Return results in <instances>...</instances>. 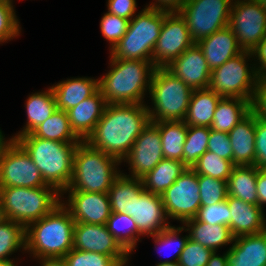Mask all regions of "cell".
<instances>
[{"label":"cell","instance_id":"1","mask_svg":"<svg viewBox=\"0 0 266 266\" xmlns=\"http://www.w3.org/2000/svg\"><path fill=\"white\" fill-rule=\"evenodd\" d=\"M149 122L148 106L143 103L107 104L86 142L121 162Z\"/></svg>","mask_w":266,"mask_h":266},{"label":"cell","instance_id":"2","mask_svg":"<svg viewBox=\"0 0 266 266\" xmlns=\"http://www.w3.org/2000/svg\"><path fill=\"white\" fill-rule=\"evenodd\" d=\"M75 223L64 203H60L49 214L25 228V251H31L39 260L63 258L73 249Z\"/></svg>","mask_w":266,"mask_h":266},{"label":"cell","instance_id":"3","mask_svg":"<svg viewBox=\"0 0 266 266\" xmlns=\"http://www.w3.org/2000/svg\"><path fill=\"white\" fill-rule=\"evenodd\" d=\"M15 141L31 157L44 181L59 193L70 185L73 158L80 142H58L35 137L32 133L18 136Z\"/></svg>","mask_w":266,"mask_h":266},{"label":"cell","instance_id":"4","mask_svg":"<svg viewBox=\"0 0 266 266\" xmlns=\"http://www.w3.org/2000/svg\"><path fill=\"white\" fill-rule=\"evenodd\" d=\"M110 60L112 69L98 80V88L106 103H143L144 92L150 87L156 68L153 63L148 60H125L112 57Z\"/></svg>","mask_w":266,"mask_h":266},{"label":"cell","instance_id":"5","mask_svg":"<svg viewBox=\"0 0 266 266\" xmlns=\"http://www.w3.org/2000/svg\"><path fill=\"white\" fill-rule=\"evenodd\" d=\"M118 159L92 148L81 141L74 152L73 174L67 191L108 193L114 180L121 174L115 166Z\"/></svg>","mask_w":266,"mask_h":266},{"label":"cell","instance_id":"6","mask_svg":"<svg viewBox=\"0 0 266 266\" xmlns=\"http://www.w3.org/2000/svg\"><path fill=\"white\" fill-rule=\"evenodd\" d=\"M61 194L51 185L25 188H0V200L5 219L22 224L25 228L49 214L62 201Z\"/></svg>","mask_w":266,"mask_h":266},{"label":"cell","instance_id":"7","mask_svg":"<svg viewBox=\"0 0 266 266\" xmlns=\"http://www.w3.org/2000/svg\"><path fill=\"white\" fill-rule=\"evenodd\" d=\"M154 109L148 108L150 122L183 121L193 89L166 68H155L148 89Z\"/></svg>","mask_w":266,"mask_h":266},{"label":"cell","instance_id":"8","mask_svg":"<svg viewBox=\"0 0 266 266\" xmlns=\"http://www.w3.org/2000/svg\"><path fill=\"white\" fill-rule=\"evenodd\" d=\"M164 12L144 8L129 21L128 29L120 41L111 49V57L125 60H148L156 46Z\"/></svg>","mask_w":266,"mask_h":266},{"label":"cell","instance_id":"9","mask_svg":"<svg viewBox=\"0 0 266 266\" xmlns=\"http://www.w3.org/2000/svg\"><path fill=\"white\" fill-rule=\"evenodd\" d=\"M252 52L243 50L230 58L222 66L211 71L209 89L226 98H242L254 100L260 74L257 69L251 71L246 65V58H251Z\"/></svg>","mask_w":266,"mask_h":266},{"label":"cell","instance_id":"10","mask_svg":"<svg viewBox=\"0 0 266 266\" xmlns=\"http://www.w3.org/2000/svg\"><path fill=\"white\" fill-rule=\"evenodd\" d=\"M233 0H187L178 12L197 43L229 25Z\"/></svg>","mask_w":266,"mask_h":266},{"label":"cell","instance_id":"11","mask_svg":"<svg viewBox=\"0 0 266 266\" xmlns=\"http://www.w3.org/2000/svg\"><path fill=\"white\" fill-rule=\"evenodd\" d=\"M229 26L239 46L252 51L266 37V11L255 0H237L231 6Z\"/></svg>","mask_w":266,"mask_h":266},{"label":"cell","instance_id":"12","mask_svg":"<svg viewBox=\"0 0 266 266\" xmlns=\"http://www.w3.org/2000/svg\"><path fill=\"white\" fill-rule=\"evenodd\" d=\"M198 174L187 168L161 195L167 217L183 223L196 216L201 207Z\"/></svg>","mask_w":266,"mask_h":266},{"label":"cell","instance_id":"13","mask_svg":"<svg viewBox=\"0 0 266 266\" xmlns=\"http://www.w3.org/2000/svg\"><path fill=\"white\" fill-rule=\"evenodd\" d=\"M46 185L31 157L13 140L0 158V188H36Z\"/></svg>","mask_w":266,"mask_h":266},{"label":"cell","instance_id":"14","mask_svg":"<svg viewBox=\"0 0 266 266\" xmlns=\"http://www.w3.org/2000/svg\"><path fill=\"white\" fill-rule=\"evenodd\" d=\"M194 44L186 21L181 15L164 12V21L152 54V63L156 68H165Z\"/></svg>","mask_w":266,"mask_h":266},{"label":"cell","instance_id":"15","mask_svg":"<svg viewBox=\"0 0 266 266\" xmlns=\"http://www.w3.org/2000/svg\"><path fill=\"white\" fill-rule=\"evenodd\" d=\"M161 143L158 127L153 122H149L123 159L130 164L132 178L141 179L164 159Z\"/></svg>","mask_w":266,"mask_h":266},{"label":"cell","instance_id":"16","mask_svg":"<svg viewBox=\"0 0 266 266\" xmlns=\"http://www.w3.org/2000/svg\"><path fill=\"white\" fill-rule=\"evenodd\" d=\"M73 248L77 250L101 253L114 257L125 266L129 254L108 231L106 225L75 223L73 232Z\"/></svg>","mask_w":266,"mask_h":266},{"label":"cell","instance_id":"17","mask_svg":"<svg viewBox=\"0 0 266 266\" xmlns=\"http://www.w3.org/2000/svg\"><path fill=\"white\" fill-rule=\"evenodd\" d=\"M127 214L134 219L141 235L152 236L170 226L165 221L167 215L162 197L146 190L132 198Z\"/></svg>","mask_w":266,"mask_h":266},{"label":"cell","instance_id":"18","mask_svg":"<svg viewBox=\"0 0 266 266\" xmlns=\"http://www.w3.org/2000/svg\"><path fill=\"white\" fill-rule=\"evenodd\" d=\"M68 207L76 223L106 225L111 214L108 193L69 191Z\"/></svg>","mask_w":266,"mask_h":266},{"label":"cell","instance_id":"19","mask_svg":"<svg viewBox=\"0 0 266 266\" xmlns=\"http://www.w3.org/2000/svg\"><path fill=\"white\" fill-rule=\"evenodd\" d=\"M165 68L192 89L209 87L211 70L202 50L196 43Z\"/></svg>","mask_w":266,"mask_h":266},{"label":"cell","instance_id":"20","mask_svg":"<svg viewBox=\"0 0 266 266\" xmlns=\"http://www.w3.org/2000/svg\"><path fill=\"white\" fill-rule=\"evenodd\" d=\"M196 44L202 50L211 71L243 51L229 25L201 39Z\"/></svg>","mask_w":266,"mask_h":266},{"label":"cell","instance_id":"21","mask_svg":"<svg viewBox=\"0 0 266 266\" xmlns=\"http://www.w3.org/2000/svg\"><path fill=\"white\" fill-rule=\"evenodd\" d=\"M106 105L98 89L92 96L67 111L71 129L81 141H86L93 133Z\"/></svg>","mask_w":266,"mask_h":266},{"label":"cell","instance_id":"22","mask_svg":"<svg viewBox=\"0 0 266 266\" xmlns=\"http://www.w3.org/2000/svg\"><path fill=\"white\" fill-rule=\"evenodd\" d=\"M228 206L231 212L229 227L234 238L266 230L265 216L259 205L228 196Z\"/></svg>","mask_w":266,"mask_h":266},{"label":"cell","instance_id":"23","mask_svg":"<svg viewBox=\"0 0 266 266\" xmlns=\"http://www.w3.org/2000/svg\"><path fill=\"white\" fill-rule=\"evenodd\" d=\"M234 241L227 251L228 266H266V230Z\"/></svg>","mask_w":266,"mask_h":266},{"label":"cell","instance_id":"24","mask_svg":"<svg viewBox=\"0 0 266 266\" xmlns=\"http://www.w3.org/2000/svg\"><path fill=\"white\" fill-rule=\"evenodd\" d=\"M256 114L251 111L228 134L235 166L255 164Z\"/></svg>","mask_w":266,"mask_h":266},{"label":"cell","instance_id":"25","mask_svg":"<svg viewBox=\"0 0 266 266\" xmlns=\"http://www.w3.org/2000/svg\"><path fill=\"white\" fill-rule=\"evenodd\" d=\"M57 109L68 111L92 96L98 88V79L74 78L51 87Z\"/></svg>","mask_w":266,"mask_h":266},{"label":"cell","instance_id":"26","mask_svg":"<svg viewBox=\"0 0 266 266\" xmlns=\"http://www.w3.org/2000/svg\"><path fill=\"white\" fill-rule=\"evenodd\" d=\"M222 97L209 88L193 89L185 119L187 126L210 127Z\"/></svg>","mask_w":266,"mask_h":266},{"label":"cell","instance_id":"27","mask_svg":"<svg viewBox=\"0 0 266 266\" xmlns=\"http://www.w3.org/2000/svg\"><path fill=\"white\" fill-rule=\"evenodd\" d=\"M252 111V103L242 98L222 97L217 104L210 128L229 133Z\"/></svg>","mask_w":266,"mask_h":266},{"label":"cell","instance_id":"28","mask_svg":"<svg viewBox=\"0 0 266 266\" xmlns=\"http://www.w3.org/2000/svg\"><path fill=\"white\" fill-rule=\"evenodd\" d=\"M183 224L187 227L185 231H190L189 238L192 241L213 251H216L220 246L234 242V236L227 225H211L195 218L186 220Z\"/></svg>","mask_w":266,"mask_h":266},{"label":"cell","instance_id":"29","mask_svg":"<svg viewBox=\"0 0 266 266\" xmlns=\"http://www.w3.org/2000/svg\"><path fill=\"white\" fill-rule=\"evenodd\" d=\"M187 168L180 160L162 159L141 178L144 190L161 196Z\"/></svg>","mask_w":266,"mask_h":266},{"label":"cell","instance_id":"30","mask_svg":"<svg viewBox=\"0 0 266 266\" xmlns=\"http://www.w3.org/2000/svg\"><path fill=\"white\" fill-rule=\"evenodd\" d=\"M257 177L258 168L254 165L234 166L227 181L228 196L258 205Z\"/></svg>","mask_w":266,"mask_h":266},{"label":"cell","instance_id":"31","mask_svg":"<svg viewBox=\"0 0 266 266\" xmlns=\"http://www.w3.org/2000/svg\"><path fill=\"white\" fill-rule=\"evenodd\" d=\"M25 106L28 122L20 134L13 136V140L18 136L32 133L57 110L51 87L46 92H37L29 96Z\"/></svg>","mask_w":266,"mask_h":266},{"label":"cell","instance_id":"32","mask_svg":"<svg viewBox=\"0 0 266 266\" xmlns=\"http://www.w3.org/2000/svg\"><path fill=\"white\" fill-rule=\"evenodd\" d=\"M159 129L165 159L182 161L188 126L184 121L153 122Z\"/></svg>","mask_w":266,"mask_h":266},{"label":"cell","instance_id":"33","mask_svg":"<svg viewBox=\"0 0 266 266\" xmlns=\"http://www.w3.org/2000/svg\"><path fill=\"white\" fill-rule=\"evenodd\" d=\"M144 190L140 178H132L120 174L112 183L108 191L111 212L128 213L132 198L137 197Z\"/></svg>","mask_w":266,"mask_h":266},{"label":"cell","instance_id":"34","mask_svg":"<svg viewBox=\"0 0 266 266\" xmlns=\"http://www.w3.org/2000/svg\"><path fill=\"white\" fill-rule=\"evenodd\" d=\"M32 134L35 137L58 142H81L71 129L68 113L60 109H57Z\"/></svg>","mask_w":266,"mask_h":266},{"label":"cell","instance_id":"35","mask_svg":"<svg viewBox=\"0 0 266 266\" xmlns=\"http://www.w3.org/2000/svg\"><path fill=\"white\" fill-rule=\"evenodd\" d=\"M106 227L128 254L135 249L139 239L137 237L141 234L131 216L126 213L111 212L110 217L107 219Z\"/></svg>","mask_w":266,"mask_h":266},{"label":"cell","instance_id":"36","mask_svg":"<svg viewBox=\"0 0 266 266\" xmlns=\"http://www.w3.org/2000/svg\"><path fill=\"white\" fill-rule=\"evenodd\" d=\"M210 127L188 126L182 162L192 168L197 160L208 150Z\"/></svg>","mask_w":266,"mask_h":266},{"label":"cell","instance_id":"37","mask_svg":"<svg viewBox=\"0 0 266 266\" xmlns=\"http://www.w3.org/2000/svg\"><path fill=\"white\" fill-rule=\"evenodd\" d=\"M25 227L15 221L4 219L0 222V260H10L7 256L15 250L26 247Z\"/></svg>","mask_w":266,"mask_h":266},{"label":"cell","instance_id":"38","mask_svg":"<svg viewBox=\"0 0 266 266\" xmlns=\"http://www.w3.org/2000/svg\"><path fill=\"white\" fill-rule=\"evenodd\" d=\"M234 166L232 161L220 158L207 150L193 165L192 169L197 174L228 181Z\"/></svg>","mask_w":266,"mask_h":266},{"label":"cell","instance_id":"39","mask_svg":"<svg viewBox=\"0 0 266 266\" xmlns=\"http://www.w3.org/2000/svg\"><path fill=\"white\" fill-rule=\"evenodd\" d=\"M201 206L214 205L227 199V181L198 174Z\"/></svg>","mask_w":266,"mask_h":266},{"label":"cell","instance_id":"40","mask_svg":"<svg viewBox=\"0 0 266 266\" xmlns=\"http://www.w3.org/2000/svg\"><path fill=\"white\" fill-rule=\"evenodd\" d=\"M67 266H122L114 257L72 249L63 257Z\"/></svg>","mask_w":266,"mask_h":266},{"label":"cell","instance_id":"41","mask_svg":"<svg viewBox=\"0 0 266 266\" xmlns=\"http://www.w3.org/2000/svg\"><path fill=\"white\" fill-rule=\"evenodd\" d=\"M230 213L227 196L226 200L214 205L201 206L194 218L211 225L220 224L230 226Z\"/></svg>","mask_w":266,"mask_h":266},{"label":"cell","instance_id":"42","mask_svg":"<svg viewBox=\"0 0 266 266\" xmlns=\"http://www.w3.org/2000/svg\"><path fill=\"white\" fill-rule=\"evenodd\" d=\"M129 21L108 12L102 17L100 22L101 33L111 43V49L127 32Z\"/></svg>","mask_w":266,"mask_h":266},{"label":"cell","instance_id":"43","mask_svg":"<svg viewBox=\"0 0 266 266\" xmlns=\"http://www.w3.org/2000/svg\"><path fill=\"white\" fill-rule=\"evenodd\" d=\"M214 251L188 239L178 262L180 266H206Z\"/></svg>","mask_w":266,"mask_h":266},{"label":"cell","instance_id":"44","mask_svg":"<svg viewBox=\"0 0 266 266\" xmlns=\"http://www.w3.org/2000/svg\"><path fill=\"white\" fill-rule=\"evenodd\" d=\"M12 3L0 2V42L19 35V24Z\"/></svg>","mask_w":266,"mask_h":266},{"label":"cell","instance_id":"45","mask_svg":"<svg viewBox=\"0 0 266 266\" xmlns=\"http://www.w3.org/2000/svg\"><path fill=\"white\" fill-rule=\"evenodd\" d=\"M185 227H173V226H169L166 229L160 231L159 233L152 235V237L155 239L154 242L158 245H163V246H170L173 245V243L175 244V259L174 262H178L179 256L181 254V252L183 251L188 239H189V235L182 237V238H178L177 236H179L178 234L180 232H182Z\"/></svg>","mask_w":266,"mask_h":266},{"label":"cell","instance_id":"46","mask_svg":"<svg viewBox=\"0 0 266 266\" xmlns=\"http://www.w3.org/2000/svg\"><path fill=\"white\" fill-rule=\"evenodd\" d=\"M208 151L215 153L220 158L233 162V151L227 132L210 129Z\"/></svg>","mask_w":266,"mask_h":266},{"label":"cell","instance_id":"47","mask_svg":"<svg viewBox=\"0 0 266 266\" xmlns=\"http://www.w3.org/2000/svg\"><path fill=\"white\" fill-rule=\"evenodd\" d=\"M255 164L259 169L266 168V121L256 115Z\"/></svg>","mask_w":266,"mask_h":266},{"label":"cell","instance_id":"48","mask_svg":"<svg viewBox=\"0 0 266 266\" xmlns=\"http://www.w3.org/2000/svg\"><path fill=\"white\" fill-rule=\"evenodd\" d=\"M136 6V0H108V13L131 20Z\"/></svg>","mask_w":266,"mask_h":266},{"label":"cell","instance_id":"49","mask_svg":"<svg viewBox=\"0 0 266 266\" xmlns=\"http://www.w3.org/2000/svg\"><path fill=\"white\" fill-rule=\"evenodd\" d=\"M252 111L257 117L266 121V75H260L252 102Z\"/></svg>","mask_w":266,"mask_h":266},{"label":"cell","instance_id":"50","mask_svg":"<svg viewBox=\"0 0 266 266\" xmlns=\"http://www.w3.org/2000/svg\"><path fill=\"white\" fill-rule=\"evenodd\" d=\"M186 1L187 0H156V4L153 3L146 8L167 13H178L183 8ZM157 3L160 4L157 5Z\"/></svg>","mask_w":266,"mask_h":266},{"label":"cell","instance_id":"51","mask_svg":"<svg viewBox=\"0 0 266 266\" xmlns=\"http://www.w3.org/2000/svg\"><path fill=\"white\" fill-rule=\"evenodd\" d=\"M257 197L258 205L263 208V204L266 203V168H258V177H257Z\"/></svg>","mask_w":266,"mask_h":266},{"label":"cell","instance_id":"52","mask_svg":"<svg viewBox=\"0 0 266 266\" xmlns=\"http://www.w3.org/2000/svg\"><path fill=\"white\" fill-rule=\"evenodd\" d=\"M252 56L258 57L259 66L257 69L260 75H266V37L251 51Z\"/></svg>","mask_w":266,"mask_h":266},{"label":"cell","instance_id":"53","mask_svg":"<svg viewBox=\"0 0 266 266\" xmlns=\"http://www.w3.org/2000/svg\"><path fill=\"white\" fill-rule=\"evenodd\" d=\"M217 251H214L209 258L206 266H228L227 264V252L223 256L216 255Z\"/></svg>","mask_w":266,"mask_h":266},{"label":"cell","instance_id":"54","mask_svg":"<svg viewBox=\"0 0 266 266\" xmlns=\"http://www.w3.org/2000/svg\"><path fill=\"white\" fill-rule=\"evenodd\" d=\"M41 266H67L63 258H42Z\"/></svg>","mask_w":266,"mask_h":266},{"label":"cell","instance_id":"55","mask_svg":"<svg viewBox=\"0 0 266 266\" xmlns=\"http://www.w3.org/2000/svg\"><path fill=\"white\" fill-rule=\"evenodd\" d=\"M13 139L11 138L9 142L4 141V137L2 135V131L0 130V158L2 157L5 149L12 143Z\"/></svg>","mask_w":266,"mask_h":266},{"label":"cell","instance_id":"56","mask_svg":"<svg viewBox=\"0 0 266 266\" xmlns=\"http://www.w3.org/2000/svg\"><path fill=\"white\" fill-rule=\"evenodd\" d=\"M156 266H180V265L179 262H174L173 260L171 261L166 260L158 263Z\"/></svg>","mask_w":266,"mask_h":266},{"label":"cell","instance_id":"57","mask_svg":"<svg viewBox=\"0 0 266 266\" xmlns=\"http://www.w3.org/2000/svg\"><path fill=\"white\" fill-rule=\"evenodd\" d=\"M0 266H16L13 260H0Z\"/></svg>","mask_w":266,"mask_h":266},{"label":"cell","instance_id":"58","mask_svg":"<svg viewBox=\"0 0 266 266\" xmlns=\"http://www.w3.org/2000/svg\"><path fill=\"white\" fill-rule=\"evenodd\" d=\"M266 11V0H255Z\"/></svg>","mask_w":266,"mask_h":266},{"label":"cell","instance_id":"59","mask_svg":"<svg viewBox=\"0 0 266 266\" xmlns=\"http://www.w3.org/2000/svg\"><path fill=\"white\" fill-rule=\"evenodd\" d=\"M5 218H4V215H3V212H2V205H1V200H0V222L2 221V220H4Z\"/></svg>","mask_w":266,"mask_h":266},{"label":"cell","instance_id":"60","mask_svg":"<svg viewBox=\"0 0 266 266\" xmlns=\"http://www.w3.org/2000/svg\"><path fill=\"white\" fill-rule=\"evenodd\" d=\"M2 3H12V0H0Z\"/></svg>","mask_w":266,"mask_h":266}]
</instances>
